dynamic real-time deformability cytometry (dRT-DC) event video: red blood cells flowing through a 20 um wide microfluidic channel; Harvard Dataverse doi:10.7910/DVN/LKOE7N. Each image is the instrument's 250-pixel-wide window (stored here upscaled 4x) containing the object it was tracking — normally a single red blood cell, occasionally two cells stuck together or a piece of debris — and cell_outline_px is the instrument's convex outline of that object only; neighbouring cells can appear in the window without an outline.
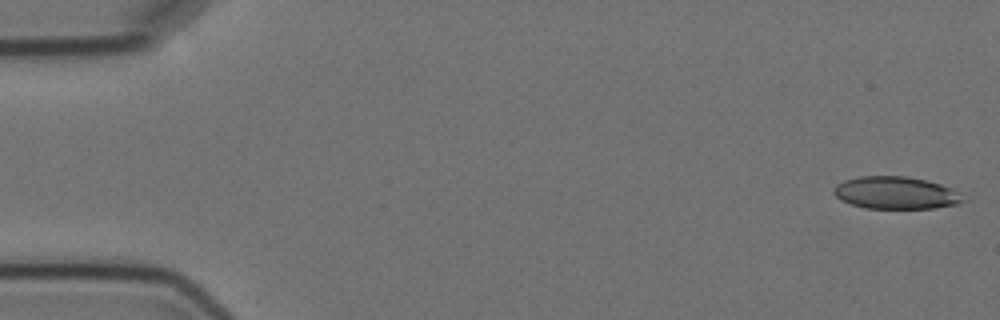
{"species": "Egyptian fruit bat (a non-hibernating species)", "species_latin": "Rousettus aegyptiacus", "temperature_condition": "cold", "stored_images_in_passage": 5, "camera_frame_rate_fps": 3000, "um_per_image_px": 0.085, "animal": {"sex": "female"}, "frame": {"image": 1, "passage_image": 1, "time_ms": 0.0, "image_size_px": [1000, 320], "cell_outline_px": [[968, 200], [956, 204], [932, 208], [864, 208], [840, 200], [832, 192], [832, 188], [836, 184], [844, 180], [860, 176], [908, 176], [928, 180], [940, 184], [948, 188]], "centroid_in_image_um": [76.08, 16.38], "position_along_channel_um": 8.9, "area_um2": 24.33}}